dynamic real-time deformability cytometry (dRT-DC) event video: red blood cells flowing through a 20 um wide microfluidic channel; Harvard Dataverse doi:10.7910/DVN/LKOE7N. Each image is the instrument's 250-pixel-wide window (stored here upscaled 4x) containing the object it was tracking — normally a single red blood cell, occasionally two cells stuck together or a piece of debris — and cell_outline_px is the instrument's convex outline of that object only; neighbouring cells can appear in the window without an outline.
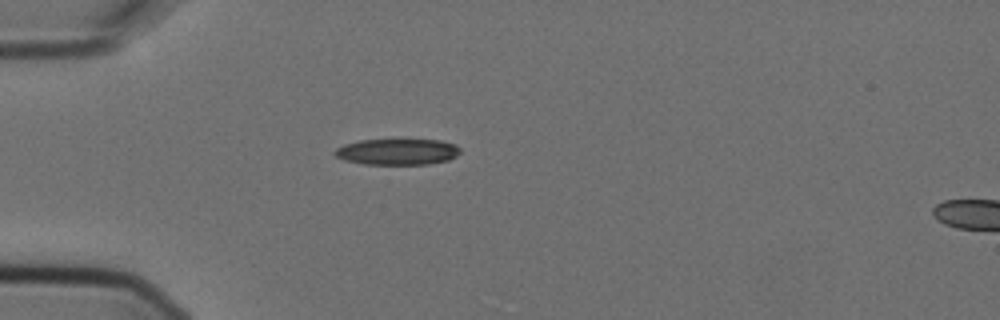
{"species": "Egyptian fruit bat (a non-hibernating species)", "species_latin": "Rousettus aegyptiacus", "temperature_condition": "cold", "stored_images_in_passage": 2, "camera_frame_rate_fps": 3000, "um_per_image_px": 0.085, "animal": {"sex": "female"}, "frame": {"image": 1, "passage_image": 1, "time_ms": 0.0, "image_size_px": [1000, 320], "cell_outline_px": [[460, 152], [456, 156], [448, 160], [428, 164], [364, 164], [344, 160], [336, 156], [332, 152], [336, 148], [344, 144], [360, 140], [440, 140], [456, 144], [460, 148]], "centroid_in_image_um": [33.77, 12.9], "position_along_channel_um": 51.2, "area_um2": 19.07}}